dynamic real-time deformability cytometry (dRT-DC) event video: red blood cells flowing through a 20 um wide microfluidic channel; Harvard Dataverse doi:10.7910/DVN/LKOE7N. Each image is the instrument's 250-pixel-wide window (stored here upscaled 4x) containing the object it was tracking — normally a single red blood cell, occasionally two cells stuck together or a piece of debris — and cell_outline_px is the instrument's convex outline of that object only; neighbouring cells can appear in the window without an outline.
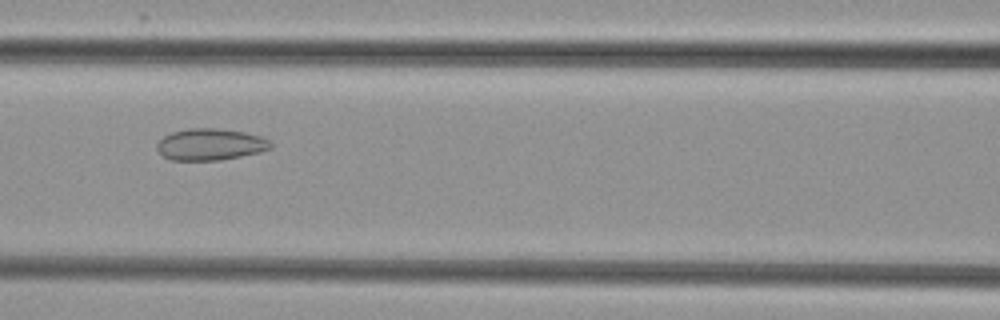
{"species": "common noctule bat (a hibernating species)", "species_latin": "Nyctalus noctula", "temperature_condition": "cold", "stored_images_in_passage": 6, "camera_frame_rate_fps": 3000, "um_per_image_px": 0.085, "animal": {"sex": "female", "body_mass_g": 29.2, "forearm_length_mm": 56.3}, "frame": {"image": 1, "passage_image": 4, "time_ms": 3.333, "image_size_px": [1000, 320], "cell_outline_px": [[272, 148], [260, 152], [220, 160], [172, 160], [164, 156], [156, 148], [156, 144], [164, 136], [172, 132], [188, 128], [216, 128], [244, 132], [260, 136], [268, 140], [272, 144]], "centroid_in_image_um": [17.88, 12.27], "position_along_channel_um": 148.7, "area_um2": 20.87}}
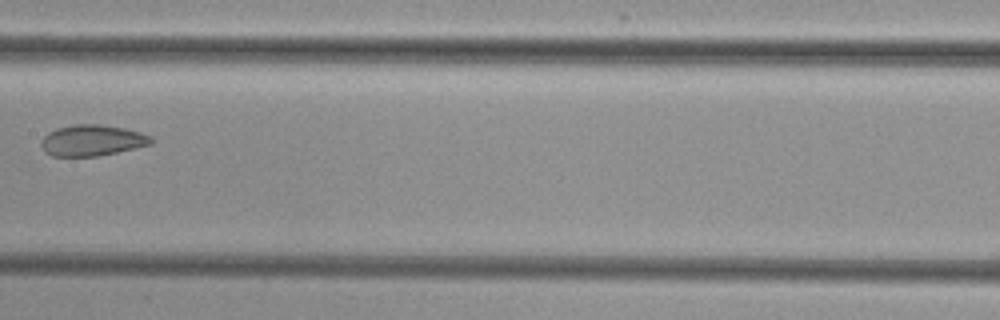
{"frame": {"image": 2, "passage_image": 5, "time_ms": 4.667, "image_size_px": [1000, 320], "cell_outline_px": [[152, 144], [116, 152], [96, 156], [52, 156], [44, 152], [40, 144], [40, 140], [48, 132], [56, 128], [72, 124], [100, 124], [124, 128], [140, 132], [152, 136]], "centroid_in_image_um": [7.79, 11.92], "position_along_channel_um": 199.6, "area_um2": 20.0}}
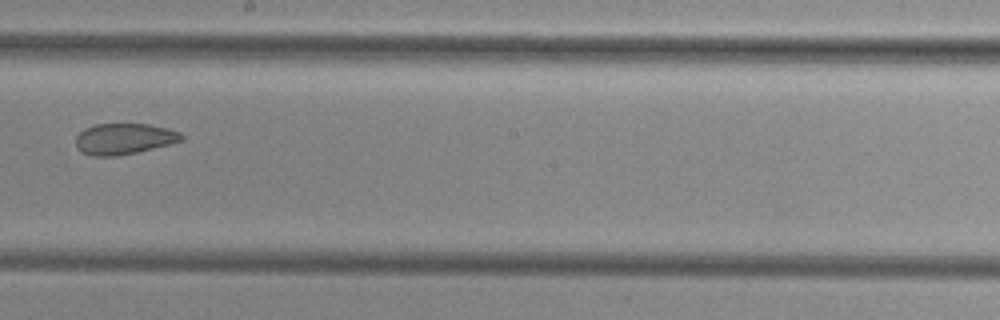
{"frame": {"image": 3, "passage_image": 6, "time_ms": 5.667, "image_size_px": [1000, 320], "cell_outline_px": [[184, 140], [136, 152], [116, 156], [92, 156], [80, 152], [76, 148], [76, 136], [84, 128], [96, 124], [148, 124], [168, 128], [180, 132], [184, 136]], "centroid_in_image_um": [10.52, 11.8], "position_along_channel_um": 237.7, "area_um2": 19.13}}